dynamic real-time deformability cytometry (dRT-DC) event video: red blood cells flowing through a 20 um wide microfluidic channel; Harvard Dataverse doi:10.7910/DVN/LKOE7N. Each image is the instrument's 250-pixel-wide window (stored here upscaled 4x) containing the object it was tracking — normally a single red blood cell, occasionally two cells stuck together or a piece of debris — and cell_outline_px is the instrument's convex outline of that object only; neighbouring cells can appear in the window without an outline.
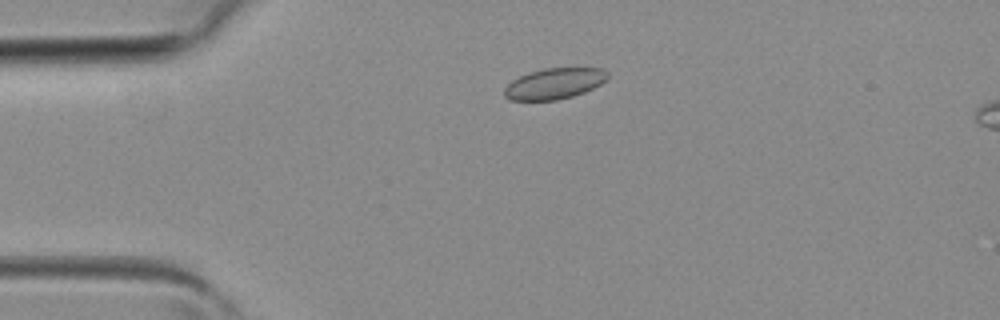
{"species": "common noctule bat (a hibernating species)", "species_latin": "Nyctalus noctula", "temperature_condition": "room temperature", "stored_images_in_passage": 4, "camera_frame_rate_fps": 3000, "um_per_image_px": 0.085, "animal": {"sex": "female", "body_mass_g": 19.3, "forearm_length_mm": 54.1}, "frame": {"image": 1, "passage_image": 2, "time_ms": 0.333, "image_size_px": [1000, 320], "cell_outline_px": [[608, 80], [584, 92], [572, 96], [556, 100], [508, 100], [504, 96], [504, 88], [512, 80], [528, 72], [544, 68], [580, 64], [604, 68], [608, 72]], "centroid_in_image_um": [47.2, 7.03], "position_along_channel_um": 37.8, "area_um2": 19.54}}